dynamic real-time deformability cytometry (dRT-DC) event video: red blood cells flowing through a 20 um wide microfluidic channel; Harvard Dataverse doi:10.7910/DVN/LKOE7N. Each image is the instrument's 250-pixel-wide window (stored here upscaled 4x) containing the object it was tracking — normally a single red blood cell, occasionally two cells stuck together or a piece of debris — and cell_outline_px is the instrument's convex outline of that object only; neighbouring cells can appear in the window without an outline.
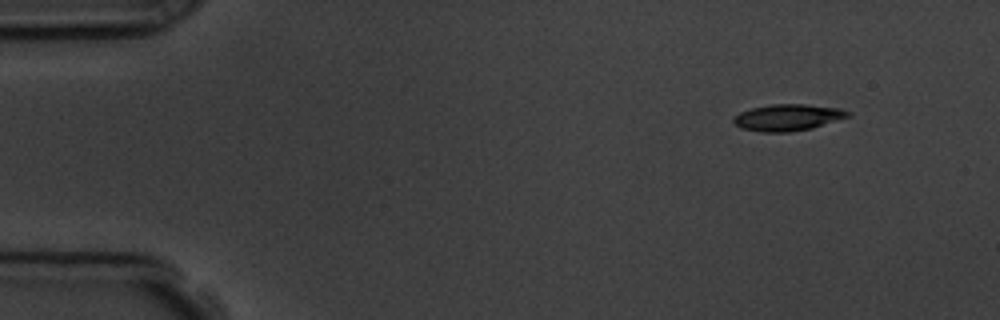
{"species": "common noctule bat (a hibernating species)", "species_latin": "Nyctalus noctula", "temperature_condition": "room temperature", "stored_images_in_passage": 4, "camera_frame_rate_fps": 3000, "um_per_image_px": 0.085, "animal": {"sex": "male", "body_mass_g": 19.5, "forearm_length_mm": 54.6}, "frame": {"image": 1, "passage_image": 1, "time_ms": 0.0, "image_size_px": [1000, 320], "cell_outline_px": [[852, 116], [812, 128], [788, 132], [760, 132], [740, 128], [732, 120], [732, 116], [740, 112], [752, 108], [772, 104], [804, 104], [840, 108], [852, 112]], "centroid_in_image_um": [66.97, 9.98], "position_along_channel_um": 18.0, "area_um2": 17.86}}
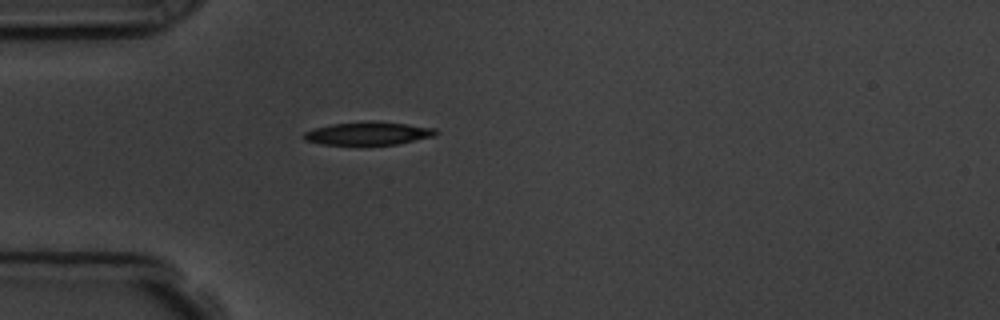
{"frame": {"image": 2, "passage_image": 4, "time_ms": 3.333, "image_size_px": [1000, 320], "cell_outline_px": [[440, 132], [432, 136], [396, 144], [320, 144], [304, 140], [304, 132], [316, 128], [332, 124], [372, 120], [408, 124], [436, 128]], "centroid_in_image_um": [31.31, 11.32], "position_along_channel_um": 53.7, "area_um2": 17.57}}